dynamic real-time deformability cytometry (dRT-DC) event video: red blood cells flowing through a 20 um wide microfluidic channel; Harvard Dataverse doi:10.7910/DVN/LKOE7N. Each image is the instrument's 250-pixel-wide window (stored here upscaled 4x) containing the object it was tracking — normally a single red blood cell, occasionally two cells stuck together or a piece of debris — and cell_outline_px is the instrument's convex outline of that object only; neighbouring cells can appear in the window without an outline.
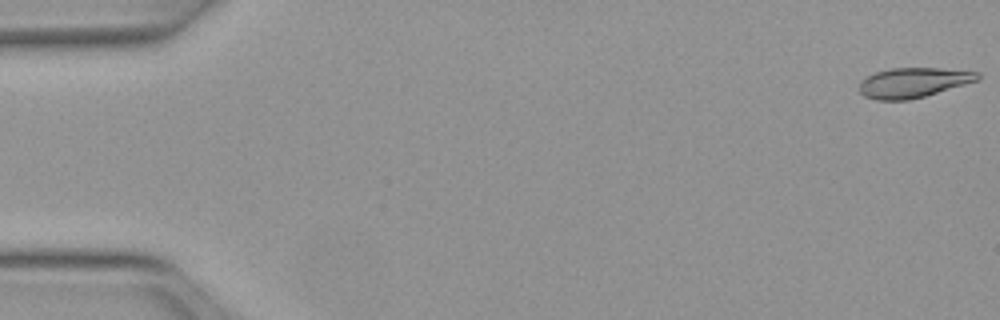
{"species": "Egyptian fruit bat (a non-hibernating species)", "species_latin": "Rousettus aegyptiacus", "temperature_condition": "warm", "stored_images_in_passage": 17, "camera_frame_rate_fps": 3000, "um_per_image_px": 0.085, "animal": {"sex": "female"}, "frame": {"image": 1, "passage_image": 1, "time_ms": 0.0, "image_size_px": [1000, 320], "cell_outline_px": [[980, 80], [924, 96], [908, 100], [876, 100], [864, 96], [860, 92], [860, 80], [876, 72], [892, 68], [940, 68], [980, 72]], "centroid_in_image_um": [77.64, 7.02], "position_along_channel_um": 7.4, "area_um2": 20.58}}
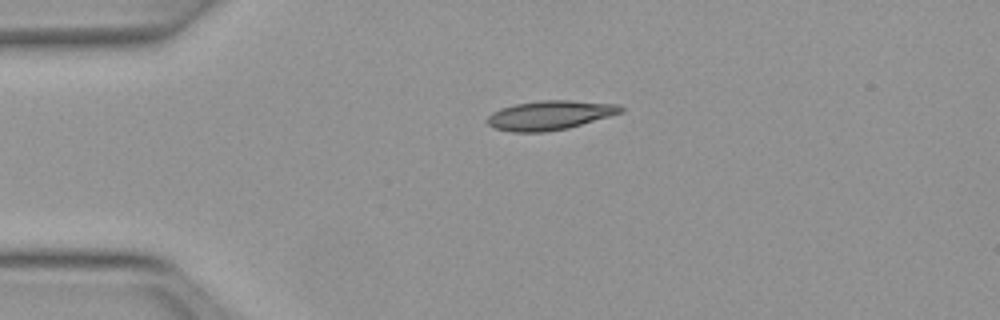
{"frame": {"image": 2, "passage_image": 12, "time_ms": 3.667, "image_size_px": [1000, 320], "cell_outline_px": [[624, 112], [568, 128], [544, 132], [512, 132], [496, 128], [488, 124], [484, 120], [492, 112], [500, 108], [516, 104], [540, 100], [572, 100], [620, 104], [624, 108]], "centroid_in_image_um": [46.75, 9.78], "position_along_channel_um": 38.2, "area_um2": 22.89}}